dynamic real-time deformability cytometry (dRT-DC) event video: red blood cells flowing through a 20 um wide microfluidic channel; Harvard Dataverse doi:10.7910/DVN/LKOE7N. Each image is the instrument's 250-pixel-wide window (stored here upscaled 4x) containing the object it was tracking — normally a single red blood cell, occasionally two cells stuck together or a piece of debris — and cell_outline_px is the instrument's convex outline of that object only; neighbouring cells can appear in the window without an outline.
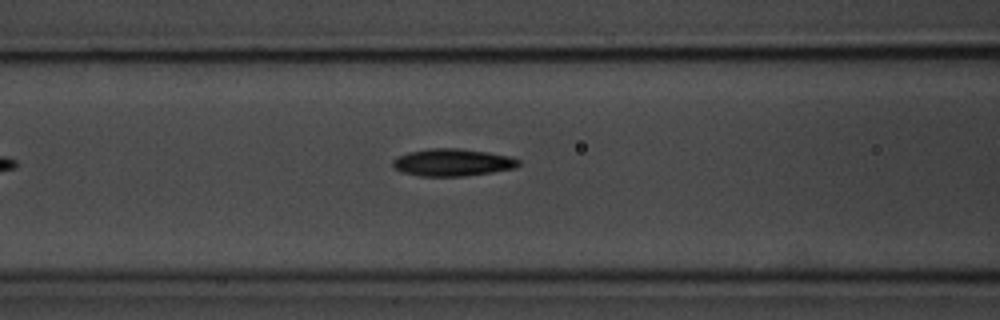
{"species": "common noctule bat (a hibernating species)", "species_latin": "Nyctalus noctula", "temperature_condition": "room temperature", "stored_images_in_passage": 17, "camera_frame_rate_fps": 3000, "um_per_image_px": 0.085, "animal": {"sex": "male", "body_mass_g": 20.1, "forearm_length_mm": 53.5}, "frame": {"image": 1, "passage_image": 6, "time_ms": 1.667, "image_size_px": [1000, 320], "cell_outline_px": [[520, 164], [516, 168], [492, 172], [464, 176], [420, 176], [404, 172], [396, 168], [392, 164], [392, 160], [408, 152], [428, 148], [460, 148], [488, 152], [512, 156], [520, 160]], "centroid_in_image_um": [38.51, 13.79], "position_along_channel_um": 128.1, "area_um2": 20.06}}
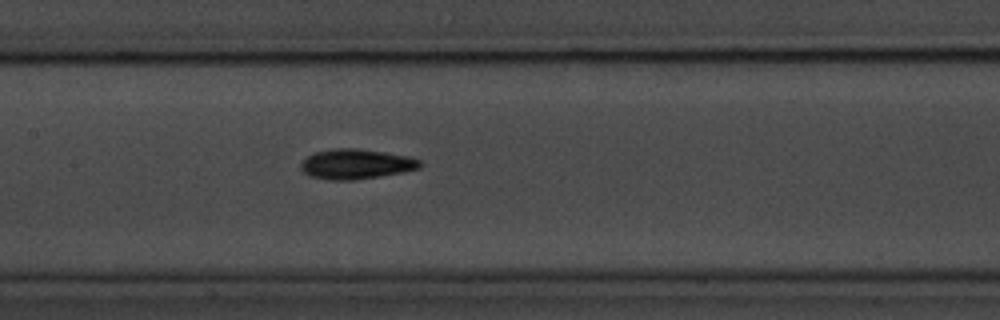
{"frame": {"image": 2, "passage_image": 10, "time_ms": 3.0, "image_size_px": [1000, 320], "cell_outline_px": [[420, 168], [380, 176], [356, 180], [328, 180], [308, 176], [300, 168], [300, 164], [308, 156], [316, 152], [336, 148], [356, 148], [384, 152], [408, 156], [420, 160]], "centroid_in_image_um": [30.23, 13.95], "position_along_channel_um": 177.2, "area_um2": 20.69}}